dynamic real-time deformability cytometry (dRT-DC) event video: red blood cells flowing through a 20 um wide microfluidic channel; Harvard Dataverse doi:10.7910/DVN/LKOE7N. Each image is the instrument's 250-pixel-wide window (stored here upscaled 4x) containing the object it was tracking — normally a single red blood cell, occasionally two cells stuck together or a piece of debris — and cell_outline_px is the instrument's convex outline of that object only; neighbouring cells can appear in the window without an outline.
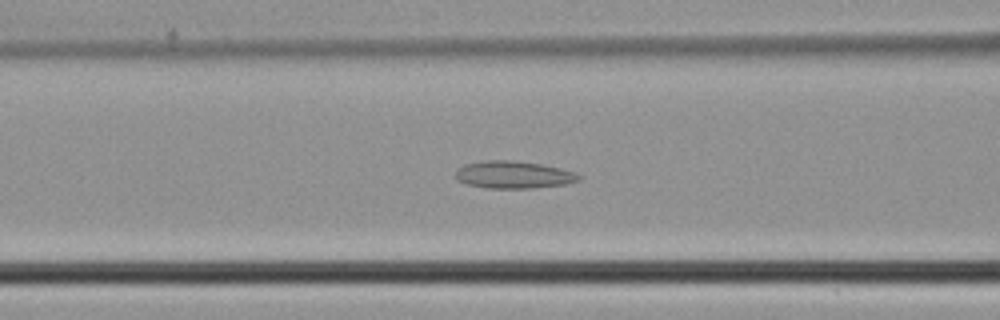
{"species": "common noctule bat (a hibernating species)", "species_latin": "Nyctalus noctula", "temperature_condition": "cold", "stored_images_in_passage": 46, "camera_frame_rate_fps": 3000, "um_per_image_px": 0.085, "animal": {"sex": "male", "body_mass_g": 21.5, "forearm_length_mm": 52.0}, "frame": {"image": 1, "passage_image": 19, "time_ms": 6.0, "image_size_px": [1000, 320], "cell_outline_px": [[580, 180], [568, 184], [532, 188], [488, 188], [468, 184], [456, 180], [456, 168], [464, 164], [484, 160], [512, 160], [540, 164], [560, 168], [576, 172], [580, 176]], "centroid_in_image_um": [43.64, 14.85], "position_along_channel_um": 123.0, "area_um2": 19.77}}
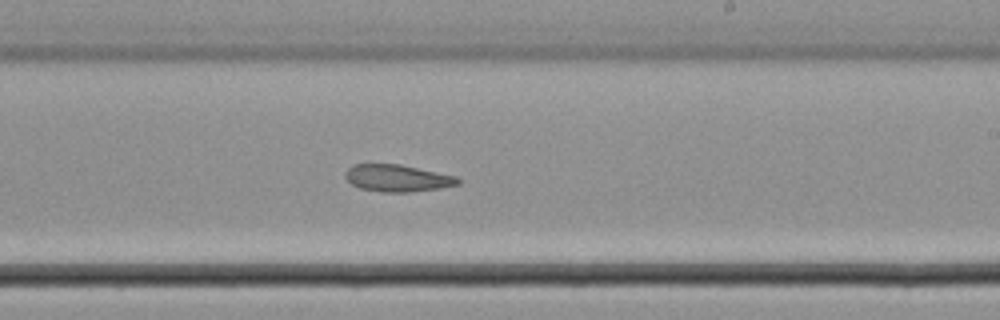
{"frame": {"image": 2, "passage_image": 28, "time_ms": 9.0, "image_size_px": [1000, 320], "cell_outline_px": [[460, 184], [440, 188], [408, 192], [380, 192], [360, 188], [352, 184], [344, 176], [344, 172], [352, 164], [400, 164], [456, 176], [460, 180]], "centroid_in_image_um": [33.75, 15.14], "position_along_channel_um": 255.2, "area_um2": 17.74}}
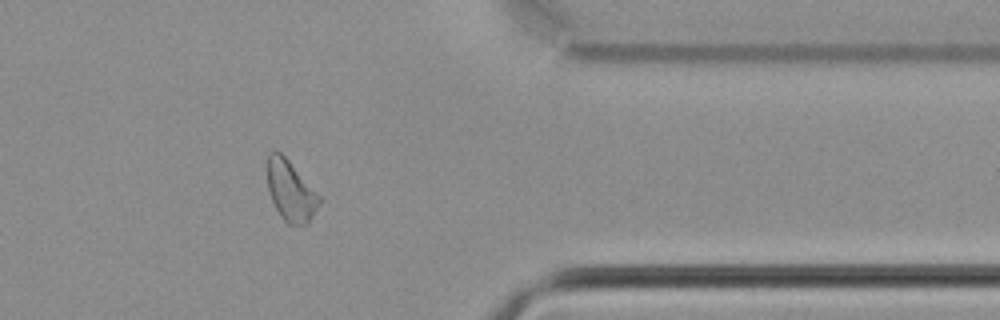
{"frame": {"image": 3, "passage_image": 38, "time_ms": 12.333, "image_size_px": [1000, 320], "cell_outline_px": [[320, 200], [308, 224], [288, 224], [280, 216], [272, 200], [268, 188], [268, 152], [280, 152], [288, 160], [320, 196]], "centroid_in_image_um": [24.69, 16.24], "position_along_channel_um": 386.7, "area_um2": 17.74}}